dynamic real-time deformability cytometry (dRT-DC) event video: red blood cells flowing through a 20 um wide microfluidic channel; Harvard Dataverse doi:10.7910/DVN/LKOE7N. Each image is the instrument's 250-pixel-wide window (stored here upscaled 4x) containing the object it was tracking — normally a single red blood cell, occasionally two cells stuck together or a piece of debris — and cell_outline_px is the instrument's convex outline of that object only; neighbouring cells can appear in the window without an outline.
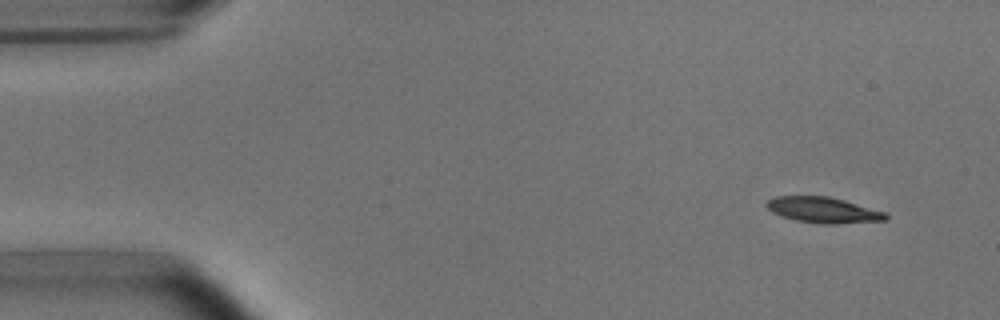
{"species": "common noctule bat (a hibernating species)", "species_latin": "Nyctalus noctula", "temperature_condition": "room temperature", "stored_images_in_passage": 5, "segment_of_instrument_passage": [1, 2], "camera_frame_rate_fps": 3000, "um_per_image_px": 0.085, "animal": {"sex": "male", "body_mass_g": 15.6}, "frame": {"image": 1, "passage_image": 1, "time_ms": 0.0, "image_size_px": [1000, 320], "cell_outline_px": [[888, 220], [836, 224], [820, 224], [796, 220], [780, 216], [772, 212], [764, 204], [772, 196], [828, 196], [844, 200], [884, 212], [888, 216]], "centroid_in_image_um": [69.94, 17.85], "position_along_channel_um": 15.1, "area_um2": 17.92}}